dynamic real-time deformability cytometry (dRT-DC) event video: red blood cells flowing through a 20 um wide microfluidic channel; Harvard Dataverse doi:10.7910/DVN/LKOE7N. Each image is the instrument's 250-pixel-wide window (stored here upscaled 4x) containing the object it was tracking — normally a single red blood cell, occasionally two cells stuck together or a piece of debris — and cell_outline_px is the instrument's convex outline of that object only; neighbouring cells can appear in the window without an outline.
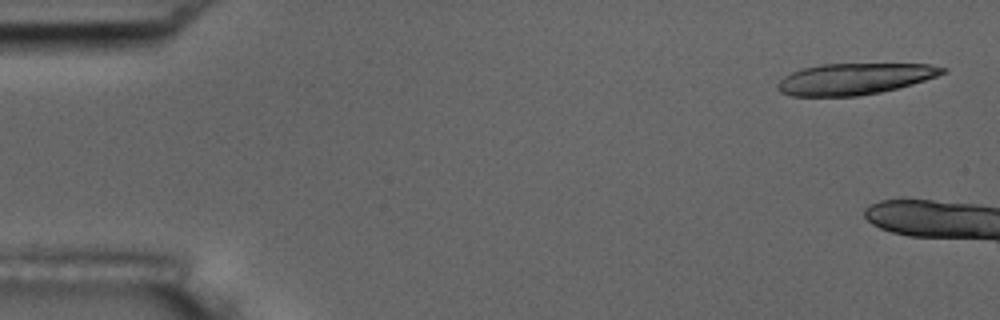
{"species": "common noctule bat (a hibernating species)", "species_latin": "Nyctalus noctula", "temperature_condition": "room temperature", "stored_images_in_passage": 3, "camera_frame_rate_fps": 3000, "um_per_image_px": 0.085, "animal": {"sex": "male", "body_mass_g": 17.5, "forearm_length_mm": 52.3}, "frame": {"image": 1, "passage_image": 1, "time_ms": 0.0, "image_size_px": [1000, 320], "cell_outline_px": [[948, 68], [944, 72], [936, 76], [912, 84], [880, 92], [856, 96], [792, 96], [780, 92], [776, 88], [776, 84], [784, 76], [792, 72], [804, 68], [824, 64], [928, 64]], "centroid_in_image_um": [72.6, 6.71], "position_along_channel_um": 12.4, "area_um2": 29.82}}